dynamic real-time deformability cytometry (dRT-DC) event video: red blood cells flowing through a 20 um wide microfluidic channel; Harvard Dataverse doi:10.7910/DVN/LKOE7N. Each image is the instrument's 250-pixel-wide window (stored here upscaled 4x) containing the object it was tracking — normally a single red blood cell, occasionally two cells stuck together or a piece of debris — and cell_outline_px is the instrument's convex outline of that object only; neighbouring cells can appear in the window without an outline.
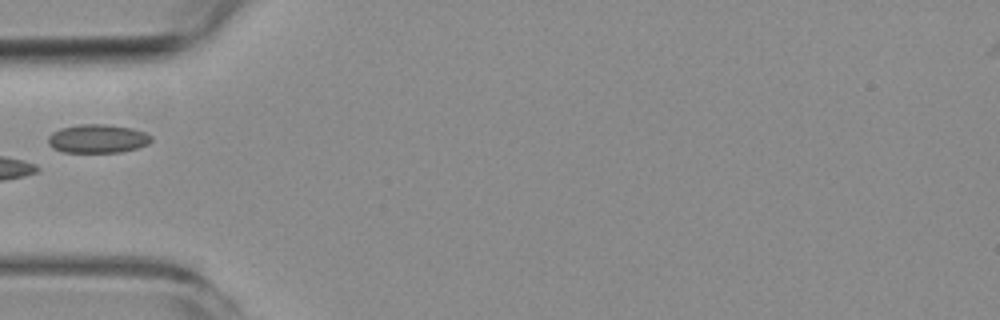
{"species": "common noctule bat (a hibernating species)", "species_latin": "Nyctalus noctula", "temperature_condition": "room temperature", "stored_images_in_passage": 5, "camera_frame_rate_fps": 3000, "um_per_image_px": 0.085, "animal": {"sex": "female", "body_mass_g": 19.3, "forearm_length_mm": 54.1}, "frame": {"image": 1, "passage_image": 4, "time_ms": 3.333, "image_size_px": [1000, 320], "cell_outline_px": [[152, 140], [148, 144], [136, 148], [120, 152], [64, 152], [52, 148], [48, 144], [48, 136], [52, 132], [60, 128], [80, 124], [104, 124], [132, 128], [144, 132], [152, 136]], "centroid_in_image_um": [8.28, 11.78], "position_along_channel_um": 76.7, "area_um2": 17.22}}
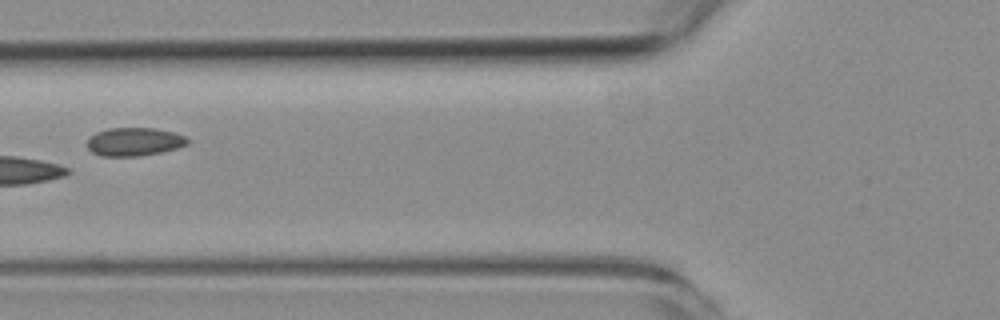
{"frame": {"image": 2, "passage_image": 5, "time_ms": 4.333, "image_size_px": [1000, 320], "cell_outline_px": [[188, 144], [176, 148], [160, 152], [140, 156], [100, 156], [92, 152], [88, 148], [88, 136], [96, 132], [108, 128], [156, 128], [172, 132], [184, 136], [188, 140]], "centroid_in_image_um": [11.37, 12.04], "position_along_channel_um": 114.4, "area_um2": 16.53}}